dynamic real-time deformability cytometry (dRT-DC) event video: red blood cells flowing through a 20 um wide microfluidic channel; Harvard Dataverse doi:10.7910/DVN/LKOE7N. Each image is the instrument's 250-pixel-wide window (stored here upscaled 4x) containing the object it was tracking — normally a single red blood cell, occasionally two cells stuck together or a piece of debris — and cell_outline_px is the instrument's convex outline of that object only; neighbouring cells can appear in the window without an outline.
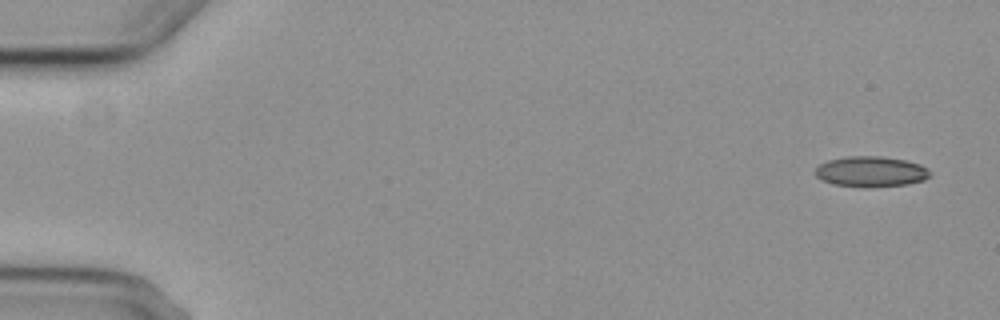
{"species": "common noctule bat (a hibernating species)", "species_latin": "Nyctalus noctula", "temperature_condition": "cold", "stored_images_in_passage": 4, "camera_frame_rate_fps": 3000, "um_per_image_px": 0.085, "animal": {"sex": "female", "body_mass_g": 29.2, "forearm_length_mm": 56.3}, "frame": {"image": 1, "passage_image": 1, "time_ms": 0.0, "image_size_px": [1000, 320], "cell_outline_px": [[932, 176], [924, 180], [908, 184], [832, 184], [816, 176], [816, 168], [820, 164], [828, 160], [848, 156], [880, 156], [904, 160], [920, 164], [928, 168], [932, 172]], "centroid_in_image_um": [74.09, 14.53], "position_along_channel_um": 10.9, "area_um2": 19.48}}